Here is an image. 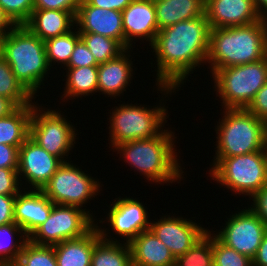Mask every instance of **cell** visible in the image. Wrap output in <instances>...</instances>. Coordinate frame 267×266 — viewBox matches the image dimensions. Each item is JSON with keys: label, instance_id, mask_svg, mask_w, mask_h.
<instances>
[{"label": "cell", "instance_id": "f546056e", "mask_svg": "<svg viewBox=\"0 0 267 266\" xmlns=\"http://www.w3.org/2000/svg\"><path fill=\"white\" fill-rule=\"evenodd\" d=\"M28 236L16 223L0 226V263L17 262Z\"/></svg>", "mask_w": 267, "mask_h": 266}, {"label": "cell", "instance_id": "f6af8a7d", "mask_svg": "<svg viewBox=\"0 0 267 266\" xmlns=\"http://www.w3.org/2000/svg\"><path fill=\"white\" fill-rule=\"evenodd\" d=\"M17 106L8 98L0 96V118L12 113Z\"/></svg>", "mask_w": 267, "mask_h": 266}, {"label": "cell", "instance_id": "2e32d148", "mask_svg": "<svg viewBox=\"0 0 267 266\" xmlns=\"http://www.w3.org/2000/svg\"><path fill=\"white\" fill-rule=\"evenodd\" d=\"M122 23L125 49H133L138 40L151 46L159 32L154 1L132 0L122 11Z\"/></svg>", "mask_w": 267, "mask_h": 266}, {"label": "cell", "instance_id": "4fadbf2b", "mask_svg": "<svg viewBox=\"0 0 267 266\" xmlns=\"http://www.w3.org/2000/svg\"><path fill=\"white\" fill-rule=\"evenodd\" d=\"M244 208L238 206L237 213L228 215L222 228L214 231L213 227L211 232L227 247L253 259L267 232V225L249 205Z\"/></svg>", "mask_w": 267, "mask_h": 266}, {"label": "cell", "instance_id": "484cf974", "mask_svg": "<svg viewBox=\"0 0 267 266\" xmlns=\"http://www.w3.org/2000/svg\"><path fill=\"white\" fill-rule=\"evenodd\" d=\"M31 114L32 105H26L0 118V144L20 147L29 137Z\"/></svg>", "mask_w": 267, "mask_h": 266}, {"label": "cell", "instance_id": "c3c4849f", "mask_svg": "<svg viewBox=\"0 0 267 266\" xmlns=\"http://www.w3.org/2000/svg\"><path fill=\"white\" fill-rule=\"evenodd\" d=\"M0 266H19L16 262L0 263Z\"/></svg>", "mask_w": 267, "mask_h": 266}, {"label": "cell", "instance_id": "8fae6325", "mask_svg": "<svg viewBox=\"0 0 267 266\" xmlns=\"http://www.w3.org/2000/svg\"><path fill=\"white\" fill-rule=\"evenodd\" d=\"M138 199L125 195L124 198L119 196L111 200L113 201L112 204H106L109 211H105L104 218L96 221V227L103 240L121 242V240H118L121 237L123 243H130L141 232L150 229L151 220L149 219L148 209ZM104 223L106 224L104 225ZM111 232L112 235H110ZM114 235H117L116 238Z\"/></svg>", "mask_w": 267, "mask_h": 266}, {"label": "cell", "instance_id": "30bf717a", "mask_svg": "<svg viewBox=\"0 0 267 266\" xmlns=\"http://www.w3.org/2000/svg\"><path fill=\"white\" fill-rule=\"evenodd\" d=\"M81 167H78L76 163L74 164L72 160L70 162H63L43 187L42 192L54 204L76 206L85 209L97 220L96 213L93 215V212L90 211L91 209L83 207H87L85 204H91V199L93 200L102 193V186L104 185L103 183L101 184L98 178L91 177L92 174L85 173L88 171H83Z\"/></svg>", "mask_w": 267, "mask_h": 266}, {"label": "cell", "instance_id": "9a60e30c", "mask_svg": "<svg viewBox=\"0 0 267 266\" xmlns=\"http://www.w3.org/2000/svg\"><path fill=\"white\" fill-rule=\"evenodd\" d=\"M62 164L60 158L28 137L19 148L17 172L22 189L42 190Z\"/></svg>", "mask_w": 267, "mask_h": 266}, {"label": "cell", "instance_id": "603a6c76", "mask_svg": "<svg viewBox=\"0 0 267 266\" xmlns=\"http://www.w3.org/2000/svg\"><path fill=\"white\" fill-rule=\"evenodd\" d=\"M101 239L95 226L85 236L53 245L57 266H90L94 245Z\"/></svg>", "mask_w": 267, "mask_h": 266}, {"label": "cell", "instance_id": "f1b7e54d", "mask_svg": "<svg viewBox=\"0 0 267 266\" xmlns=\"http://www.w3.org/2000/svg\"><path fill=\"white\" fill-rule=\"evenodd\" d=\"M0 96L10 99L17 107L33 105L36 100L17 80L10 65L0 54ZM34 99V100H33Z\"/></svg>", "mask_w": 267, "mask_h": 266}, {"label": "cell", "instance_id": "5b68a950", "mask_svg": "<svg viewBox=\"0 0 267 266\" xmlns=\"http://www.w3.org/2000/svg\"><path fill=\"white\" fill-rule=\"evenodd\" d=\"M0 54L17 80L36 99L39 90L45 88V82L49 84L46 80L52 71L47 61L45 42L26 26L15 25L1 36Z\"/></svg>", "mask_w": 267, "mask_h": 266}, {"label": "cell", "instance_id": "8d00e7d4", "mask_svg": "<svg viewBox=\"0 0 267 266\" xmlns=\"http://www.w3.org/2000/svg\"><path fill=\"white\" fill-rule=\"evenodd\" d=\"M22 190L18 172L14 169H0V195L16 196Z\"/></svg>", "mask_w": 267, "mask_h": 266}, {"label": "cell", "instance_id": "ffe728a7", "mask_svg": "<svg viewBox=\"0 0 267 266\" xmlns=\"http://www.w3.org/2000/svg\"><path fill=\"white\" fill-rule=\"evenodd\" d=\"M54 206V203L42 190L22 189L15 198L14 220L29 237L43 224Z\"/></svg>", "mask_w": 267, "mask_h": 266}, {"label": "cell", "instance_id": "d6a6232c", "mask_svg": "<svg viewBox=\"0 0 267 266\" xmlns=\"http://www.w3.org/2000/svg\"><path fill=\"white\" fill-rule=\"evenodd\" d=\"M16 263L19 266H57L54 247L33 244L28 240Z\"/></svg>", "mask_w": 267, "mask_h": 266}, {"label": "cell", "instance_id": "cb8c5ba5", "mask_svg": "<svg viewBox=\"0 0 267 266\" xmlns=\"http://www.w3.org/2000/svg\"><path fill=\"white\" fill-rule=\"evenodd\" d=\"M158 29L205 14L202 0H153Z\"/></svg>", "mask_w": 267, "mask_h": 266}, {"label": "cell", "instance_id": "7a4b0ae2", "mask_svg": "<svg viewBox=\"0 0 267 266\" xmlns=\"http://www.w3.org/2000/svg\"><path fill=\"white\" fill-rule=\"evenodd\" d=\"M175 135V131L167 127L153 138L127 141L112 150L119 154V159L128 163L130 169L143 175L148 182L162 186L176 182L179 184L186 173L184 163L181 164L184 161L178 155L180 150L176 152Z\"/></svg>", "mask_w": 267, "mask_h": 266}, {"label": "cell", "instance_id": "ba28073f", "mask_svg": "<svg viewBox=\"0 0 267 266\" xmlns=\"http://www.w3.org/2000/svg\"><path fill=\"white\" fill-rule=\"evenodd\" d=\"M208 174L220 188L249 200L267 185V148L249 154L223 158ZM221 184V185H220Z\"/></svg>", "mask_w": 267, "mask_h": 266}, {"label": "cell", "instance_id": "4316f807", "mask_svg": "<svg viewBox=\"0 0 267 266\" xmlns=\"http://www.w3.org/2000/svg\"><path fill=\"white\" fill-rule=\"evenodd\" d=\"M90 266H133L129 243L108 242L101 238L94 245Z\"/></svg>", "mask_w": 267, "mask_h": 266}, {"label": "cell", "instance_id": "7bdbcfd3", "mask_svg": "<svg viewBox=\"0 0 267 266\" xmlns=\"http://www.w3.org/2000/svg\"><path fill=\"white\" fill-rule=\"evenodd\" d=\"M91 6L107 10L123 11L132 0H86Z\"/></svg>", "mask_w": 267, "mask_h": 266}, {"label": "cell", "instance_id": "3957f363", "mask_svg": "<svg viewBox=\"0 0 267 266\" xmlns=\"http://www.w3.org/2000/svg\"><path fill=\"white\" fill-rule=\"evenodd\" d=\"M267 57L266 18L247 25L210 29L206 67L216 69L254 63Z\"/></svg>", "mask_w": 267, "mask_h": 266}, {"label": "cell", "instance_id": "b9f144b4", "mask_svg": "<svg viewBox=\"0 0 267 266\" xmlns=\"http://www.w3.org/2000/svg\"><path fill=\"white\" fill-rule=\"evenodd\" d=\"M16 196L0 195V226L15 223L14 203Z\"/></svg>", "mask_w": 267, "mask_h": 266}, {"label": "cell", "instance_id": "44dd1931", "mask_svg": "<svg viewBox=\"0 0 267 266\" xmlns=\"http://www.w3.org/2000/svg\"><path fill=\"white\" fill-rule=\"evenodd\" d=\"M24 26L45 42L71 31L75 27V14L63 10L33 9Z\"/></svg>", "mask_w": 267, "mask_h": 266}, {"label": "cell", "instance_id": "d4e9b609", "mask_svg": "<svg viewBox=\"0 0 267 266\" xmlns=\"http://www.w3.org/2000/svg\"><path fill=\"white\" fill-rule=\"evenodd\" d=\"M63 76L66 77L64 83V91L60 96V104L64 102H70L79 97L83 100V97L93 96L98 93V66H85L79 68H65L63 69ZM66 73V75H64ZM64 99V100H63ZM66 100V101H65Z\"/></svg>", "mask_w": 267, "mask_h": 266}, {"label": "cell", "instance_id": "5bb4252c", "mask_svg": "<svg viewBox=\"0 0 267 266\" xmlns=\"http://www.w3.org/2000/svg\"><path fill=\"white\" fill-rule=\"evenodd\" d=\"M194 218L193 220H191ZM191 219L165 214L156 221L151 219L150 230L167 247L176 259L186 253L195 245L209 230L204 225ZM198 223V224H197Z\"/></svg>", "mask_w": 267, "mask_h": 266}, {"label": "cell", "instance_id": "7c38bea8", "mask_svg": "<svg viewBox=\"0 0 267 266\" xmlns=\"http://www.w3.org/2000/svg\"><path fill=\"white\" fill-rule=\"evenodd\" d=\"M96 226V219L85 209L54 204L48 219L29 237L33 244L53 246L85 236Z\"/></svg>", "mask_w": 267, "mask_h": 266}, {"label": "cell", "instance_id": "277c9868", "mask_svg": "<svg viewBox=\"0 0 267 266\" xmlns=\"http://www.w3.org/2000/svg\"><path fill=\"white\" fill-rule=\"evenodd\" d=\"M154 86H156L155 89L157 88V93L162 94V97L158 95L161 99L154 107L147 104L139 105L137 102L121 104L120 99V104L109 111L110 117L107 118L109 120L107 121L109 137L107 140L109 141V148L112 147L111 151L115 146L127 141L153 138L166 128V119H169L171 114H168V106H166L167 102L165 101H168L172 94L174 95L183 89L163 84H154Z\"/></svg>", "mask_w": 267, "mask_h": 266}, {"label": "cell", "instance_id": "52a82bcc", "mask_svg": "<svg viewBox=\"0 0 267 266\" xmlns=\"http://www.w3.org/2000/svg\"><path fill=\"white\" fill-rule=\"evenodd\" d=\"M210 75L221 109H247L267 82V57L244 65L216 69ZM212 76V77H211Z\"/></svg>", "mask_w": 267, "mask_h": 266}, {"label": "cell", "instance_id": "83f0119b", "mask_svg": "<svg viewBox=\"0 0 267 266\" xmlns=\"http://www.w3.org/2000/svg\"><path fill=\"white\" fill-rule=\"evenodd\" d=\"M80 33L74 27L66 34L50 38L45 41V49L47 61L50 68L57 70L60 64V69L68 64L71 54L75 48L76 43L80 40ZM57 63V64H56ZM57 67H54L56 66Z\"/></svg>", "mask_w": 267, "mask_h": 266}, {"label": "cell", "instance_id": "4dcf8cb0", "mask_svg": "<svg viewBox=\"0 0 267 266\" xmlns=\"http://www.w3.org/2000/svg\"><path fill=\"white\" fill-rule=\"evenodd\" d=\"M80 38L93 54L98 64L105 63L117 57L125 50L117 40L100 34L80 33Z\"/></svg>", "mask_w": 267, "mask_h": 266}, {"label": "cell", "instance_id": "9c48e42d", "mask_svg": "<svg viewBox=\"0 0 267 266\" xmlns=\"http://www.w3.org/2000/svg\"><path fill=\"white\" fill-rule=\"evenodd\" d=\"M42 105L38 99L32 105L29 137L48 153L68 162L69 153L71 155L79 139L77 128L60 109L53 110Z\"/></svg>", "mask_w": 267, "mask_h": 266}, {"label": "cell", "instance_id": "6da1fadb", "mask_svg": "<svg viewBox=\"0 0 267 266\" xmlns=\"http://www.w3.org/2000/svg\"><path fill=\"white\" fill-rule=\"evenodd\" d=\"M210 29L204 14L159 30L150 46L151 55L154 54L155 58V62L153 60L150 64L152 67L154 64L157 65L153 70L157 72L155 84L180 89L184 83L186 85V80L189 81V75L197 71V67H205Z\"/></svg>", "mask_w": 267, "mask_h": 266}, {"label": "cell", "instance_id": "ab89813d", "mask_svg": "<svg viewBox=\"0 0 267 266\" xmlns=\"http://www.w3.org/2000/svg\"><path fill=\"white\" fill-rule=\"evenodd\" d=\"M19 148L11 145L0 144V169L18 170Z\"/></svg>", "mask_w": 267, "mask_h": 266}, {"label": "cell", "instance_id": "bcb514c9", "mask_svg": "<svg viewBox=\"0 0 267 266\" xmlns=\"http://www.w3.org/2000/svg\"><path fill=\"white\" fill-rule=\"evenodd\" d=\"M14 26L15 24L8 18V16L0 7V35L3 36L7 32H9Z\"/></svg>", "mask_w": 267, "mask_h": 266}, {"label": "cell", "instance_id": "1f68e13d", "mask_svg": "<svg viewBox=\"0 0 267 266\" xmlns=\"http://www.w3.org/2000/svg\"><path fill=\"white\" fill-rule=\"evenodd\" d=\"M175 266H214L212 232L208 230L186 253L178 256Z\"/></svg>", "mask_w": 267, "mask_h": 266}, {"label": "cell", "instance_id": "d6986e66", "mask_svg": "<svg viewBox=\"0 0 267 266\" xmlns=\"http://www.w3.org/2000/svg\"><path fill=\"white\" fill-rule=\"evenodd\" d=\"M132 52V48L125 49L117 57L98 65L99 95L104 94L114 100L124 96L127 89L130 90L128 86L132 83L136 70L133 66L135 60L132 61L130 55Z\"/></svg>", "mask_w": 267, "mask_h": 266}, {"label": "cell", "instance_id": "8992f818", "mask_svg": "<svg viewBox=\"0 0 267 266\" xmlns=\"http://www.w3.org/2000/svg\"><path fill=\"white\" fill-rule=\"evenodd\" d=\"M215 127V155L208 173L223 159L267 148V123L247 109H221Z\"/></svg>", "mask_w": 267, "mask_h": 266}, {"label": "cell", "instance_id": "ac0fdd59", "mask_svg": "<svg viewBox=\"0 0 267 266\" xmlns=\"http://www.w3.org/2000/svg\"><path fill=\"white\" fill-rule=\"evenodd\" d=\"M205 14L211 29L247 25L262 19L254 0H206Z\"/></svg>", "mask_w": 267, "mask_h": 266}, {"label": "cell", "instance_id": "836d02e7", "mask_svg": "<svg viewBox=\"0 0 267 266\" xmlns=\"http://www.w3.org/2000/svg\"><path fill=\"white\" fill-rule=\"evenodd\" d=\"M214 266H253L252 259L223 244L212 232Z\"/></svg>", "mask_w": 267, "mask_h": 266}, {"label": "cell", "instance_id": "d590c367", "mask_svg": "<svg viewBox=\"0 0 267 266\" xmlns=\"http://www.w3.org/2000/svg\"><path fill=\"white\" fill-rule=\"evenodd\" d=\"M95 57L89 51L82 39H80L71 54L68 64L64 68H79L85 66H98Z\"/></svg>", "mask_w": 267, "mask_h": 266}, {"label": "cell", "instance_id": "ee69618b", "mask_svg": "<svg viewBox=\"0 0 267 266\" xmlns=\"http://www.w3.org/2000/svg\"><path fill=\"white\" fill-rule=\"evenodd\" d=\"M253 266H267V232L252 259Z\"/></svg>", "mask_w": 267, "mask_h": 266}, {"label": "cell", "instance_id": "74e56055", "mask_svg": "<svg viewBox=\"0 0 267 266\" xmlns=\"http://www.w3.org/2000/svg\"><path fill=\"white\" fill-rule=\"evenodd\" d=\"M81 0H34V9H54L77 13Z\"/></svg>", "mask_w": 267, "mask_h": 266}, {"label": "cell", "instance_id": "7dc6e473", "mask_svg": "<svg viewBox=\"0 0 267 266\" xmlns=\"http://www.w3.org/2000/svg\"><path fill=\"white\" fill-rule=\"evenodd\" d=\"M254 3L262 18H267V0H254Z\"/></svg>", "mask_w": 267, "mask_h": 266}, {"label": "cell", "instance_id": "f35d334b", "mask_svg": "<svg viewBox=\"0 0 267 266\" xmlns=\"http://www.w3.org/2000/svg\"><path fill=\"white\" fill-rule=\"evenodd\" d=\"M247 110L267 123V82L256 93Z\"/></svg>", "mask_w": 267, "mask_h": 266}, {"label": "cell", "instance_id": "e0dca14e", "mask_svg": "<svg viewBox=\"0 0 267 266\" xmlns=\"http://www.w3.org/2000/svg\"><path fill=\"white\" fill-rule=\"evenodd\" d=\"M79 33H94L117 40L124 47L122 12L91 6L81 0L75 15Z\"/></svg>", "mask_w": 267, "mask_h": 266}, {"label": "cell", "instance_id": "7402d4cb", "mask_svg": "<svg viewBox=\"0 0 267 266\" xmlns=\"http://www.w3.org/2000/svg\"><path fill=\"white\" fill-rule=\"evenodd\" d=\"M133 266H175V258L153 233L141 232L129 243Z\"/></svg>", "mask_w": 267, "mask_h": 266}, {"label": "cell", "instance_id": "60d3db41", "mask_svg": "<svg viewBox=\"0 0 267 266\" xmlns=\"http://www.w3.org/2000/svg\"><path fill=\"white\" fill-rule=\"evenodd\" d=\"M252 200V201H251ZM251 201V203H250ZM249 207L267 225V185L258 191L249 201Z\"/></svg>", "mask_w": 267, "mask_h": 266}, {"label": "cell", "instance_id": "e575fe53", "mask_svg": "<svg viewBox=\"0 0 267 266\" xmlns=\"http://www.w3.org/2000/svg\"><path fill=\"white\" fill-rule=\"evenodd\" d=\"M0 7L15 25H24L34 9V0H0Z\"/></svg>", "mask_w": 267, "mask_h": 266}]
</instances>
